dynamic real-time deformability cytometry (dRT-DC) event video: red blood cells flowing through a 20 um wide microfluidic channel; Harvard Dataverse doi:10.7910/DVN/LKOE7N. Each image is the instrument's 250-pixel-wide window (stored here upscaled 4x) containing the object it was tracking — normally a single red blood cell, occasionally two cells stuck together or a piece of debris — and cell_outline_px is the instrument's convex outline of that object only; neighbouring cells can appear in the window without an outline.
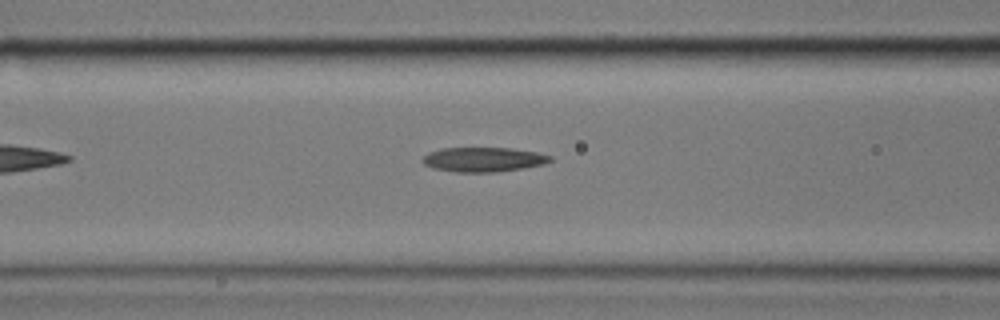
{"species": "common noctule bat (a hibernating species)", "species_latin": "Nyctalus noctula", "temperature_condition": "cold", "stored_images_in_passage": 18, "camera_frame_rate_fps": 3000, "um_per_image_px": 0.085, "animal": {"sex": "male", "body_mass_g": 17.9}, "frame": {"image": 1, "passage_image": 6, "time_ms": 1.667, "image_size_px": [1000, 320], "cell_outline_px": [[552, 160], [544, 164], [524, 168], [496, 172], [456, 172], [432, 168], [424, 164], [424, 156], [428, 152], [444, 148], [508, 148], [536, 152], [552, 156]], "centroid_in_image_um": [41.1, 13.56], "position_along_channel_um": 125.5, "area_um2": 18.15}}
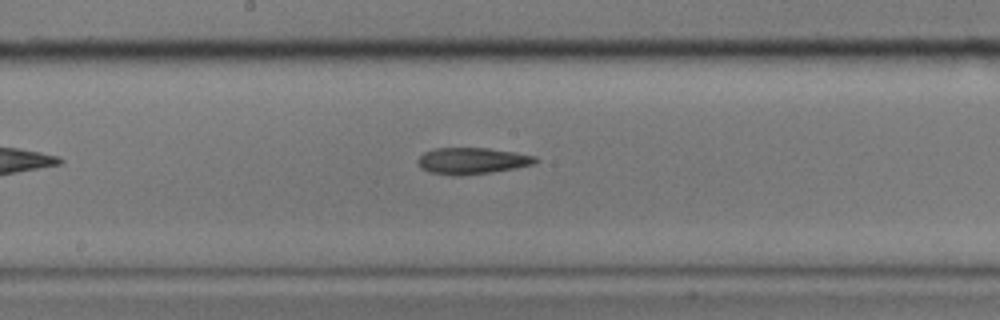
{"frame": {"image": 2, "passage_image": 13, "time_ms": 4.0, "image_size_px": [1000, 320], "cell_outline_px": [[540, 160], [536, 164], [516, 168], [492, 172], [460, 176], [452, 176], [428, 172], [420, 168], [416, 160], [424, 152], [436, 148], [488, 148], [516, 152], [536, 156]], "centroid_in_image_um": [40.14, 13.68], "position_along_channel_um": 208.1, "area_um2": 18.5}}